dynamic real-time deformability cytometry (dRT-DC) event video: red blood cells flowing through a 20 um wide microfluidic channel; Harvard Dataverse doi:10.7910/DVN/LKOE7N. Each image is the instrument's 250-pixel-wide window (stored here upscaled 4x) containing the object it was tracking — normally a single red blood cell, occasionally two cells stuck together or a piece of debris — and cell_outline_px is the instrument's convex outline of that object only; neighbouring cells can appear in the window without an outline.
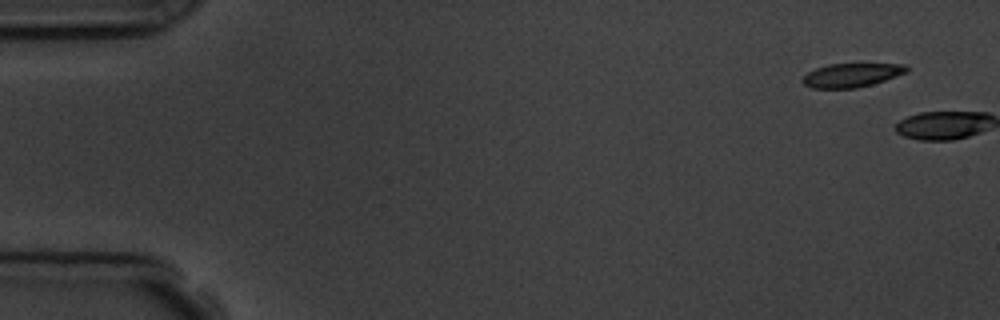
{"species": "common noctule bat (a hibernating species)", "species_latin": "Nyctalus noctula", "temperature_condition": "room temperature", "stored_images_in_passage": 2, "camera_frame_rate_fps": 3000, "um_per_image_px": 0.085, "animal": {"sex": "male", "body_mass_g": 19.5, "forearm_length_mm": 54.6}, "frame": {"image": 1, "passage_image": 1, "time_ms": 0.0, "image_size_px": [1000, 320], "cell_outline_px": [[908, 72], [872, 84], [856, 88], [812, 88], [804, 84], [800, 80], [808, 72], [816, 68], [828, 64], [908, 64]], "centroid_in_image_um": [72.38, 6.38], "position_along_channel_um": 12.6, "area_um2": 14.39}}